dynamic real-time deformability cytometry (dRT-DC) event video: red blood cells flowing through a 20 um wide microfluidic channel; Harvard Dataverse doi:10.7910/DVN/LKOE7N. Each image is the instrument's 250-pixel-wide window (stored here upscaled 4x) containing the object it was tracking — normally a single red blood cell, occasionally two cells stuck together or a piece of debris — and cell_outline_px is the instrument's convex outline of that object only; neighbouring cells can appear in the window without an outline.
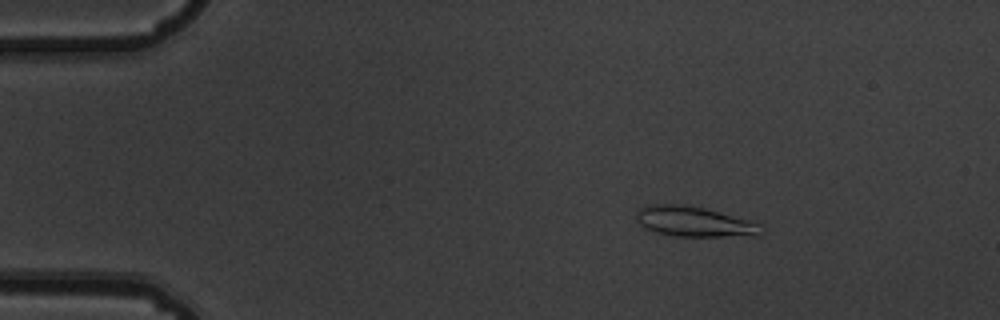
{"species": "common noctule bat (a hibernating species)", "species_latin": "Nyctalus noctula", "temperature_condition": "warm", "stored_images_in_passage": 7, "camera_frame_rate_fps": 3000, "um_per_image_px": 0.085, "animal": {"sex": "male", "body_mass_g": 19.5, "forearm_length_mm": 54.6}, "frame": {"image": 1, "passage_image": 3, "time_ms": 0.667, "image_size_px": [1000, 320], "cell_outline_px": [[764, 232], [760, 236], [676, 236], [656, 232], [644, 228], [636, 220], [636, 212], [644, 204], [684, 204], [704, 208], [764, 224]], "centroid_in_image_um": [59.04, 18.84], "position_along_channel_um": 26.0, "area_um2": 22.31}}
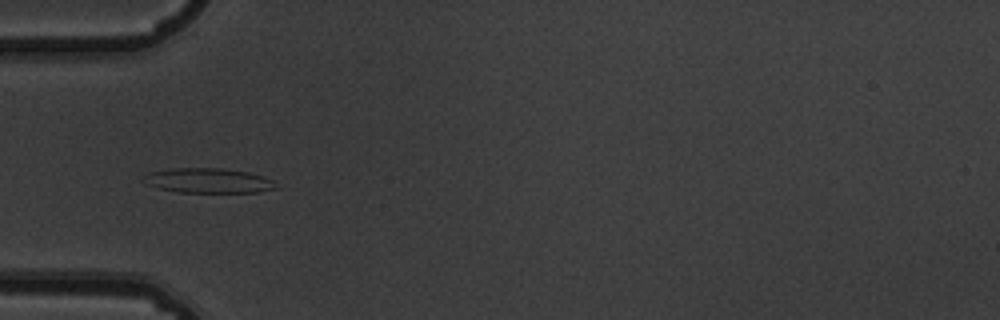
{"frame": {"image": 2, "passage_image": 5, "time_ms": 1.333, "image_size_px": [1000, 320], "cell_outline_px": [[276, 188], [256, 192], [176, 192], [156, 188], [144, 184], [140, 180], [144, 176], [152, 172], [168, 168], [220, 168], [248, 172], [264, 176], [272, 180]], "centroid_in_image_um": [17.61, 15.35], "position_along_channel_um": 67.4, "area_um2": 19.19}}
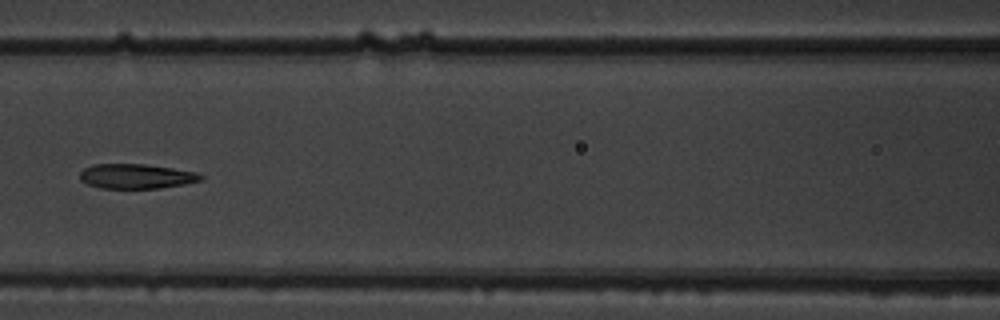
{"frame": {"image": 3, "passage_image": 7, "time_ms": 2.0, "image_size_px": [1000, 320], "cell_outline_px": [[204, 176], [200, 180], [184, 184], [160, 188], [100, 188], [88, 184], [80, 180], [80, 172], [84, 168], [92, 164], [144, 164], [172, 168], [196, 172]], "centroid_in_image_um": [11.55, 14.98], "position_along_channel_um": 155.0, "area_um2": 17.34}}